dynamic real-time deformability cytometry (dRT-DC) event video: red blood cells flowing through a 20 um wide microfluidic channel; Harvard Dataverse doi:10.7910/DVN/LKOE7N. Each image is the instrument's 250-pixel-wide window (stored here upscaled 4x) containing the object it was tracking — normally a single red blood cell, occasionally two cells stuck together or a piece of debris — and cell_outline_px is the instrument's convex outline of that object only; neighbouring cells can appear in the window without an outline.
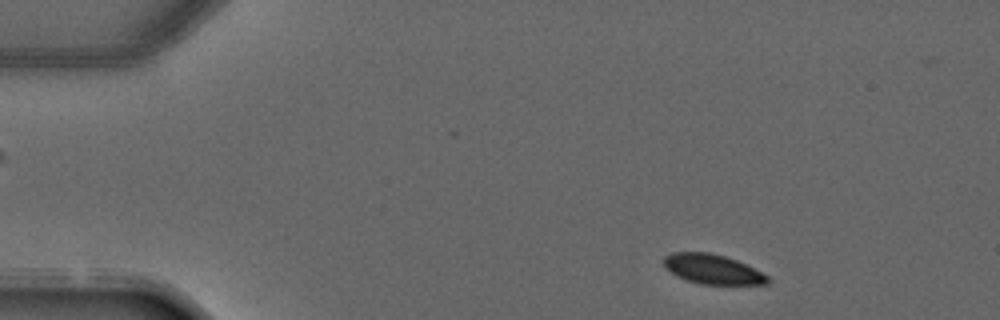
{"species": "common noctule bat (a hibernating species)", "species_latin": "Nyctalus noctula", "temperature_condition": "warm", "stored_images_in_passage": 4, "camera_frame_rate_fps": 3000, "um_per_image_px": 0.085, "animal": {"sex": "male", "forearm_length_mm": 52.5}, "frame": {"image": 1, "passage_image": 1, "time_ms": 0.0, "image_size_px": [1000, 320], "cell_outline_px": [[768, 284], [700, 284], [676, 276], [664, 268], [664, 256], [672, 252], [708, 252], [724, 256], [736, 260], [768, 276]], "centroid_in_image_um": [60.5, 22.87], "position_along_channel_um": 24.5, "area_um2": 17.74}}
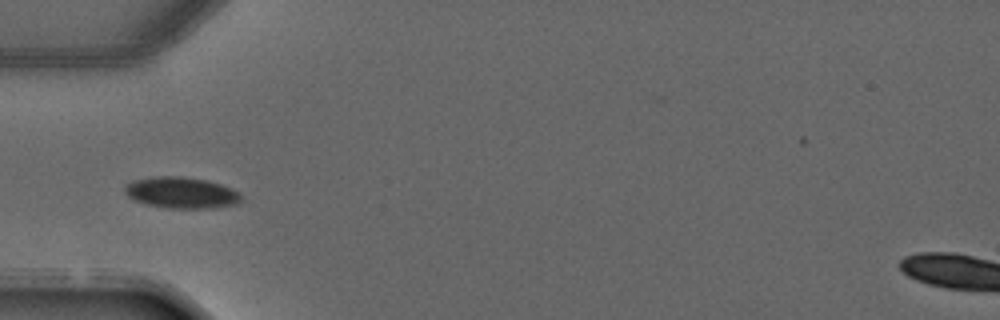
{"frame": {"image": 2, "passage_image": 3, "time_ms": 2.667, "image_size_px": [1000, 320], "cell_outline_px": [[244, 200], [236, 204], [216, 208], [168, 208], [144, 204], [128, 196], [124, 192], [124, 188], [132, 180], [152, 176], [184, 176], [208, 180], [232, 188], [240, 192]], "centroid_in_image_um": [15.45, 16.37], "position_along_channel_um": 69.5, "area_um2": 21.56}}
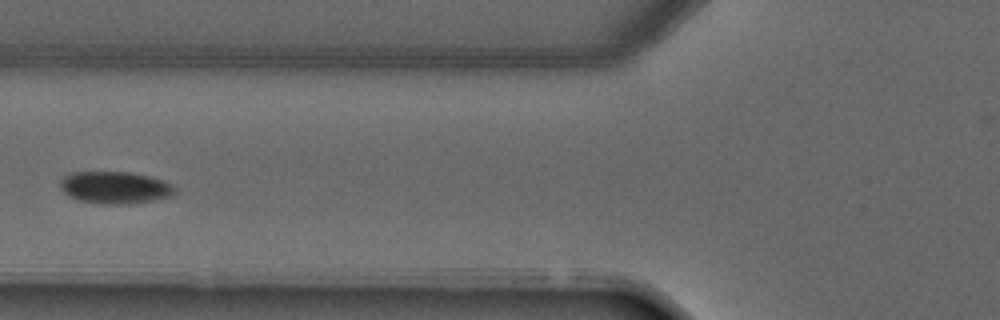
{"frame": {"image": 3, "passage_image": 4, "time_ms": 3.667, "image_size_px": [1000, 320], "cell_outline_px": [[176, 192], [172, 196], [156, 200], [132, 204], [96, 204], [80, 200], [68, 196], [60, 188], [60, 180], [64, 176], [72, 172], [128, 172], [148, 176], [164, 180], [172, 184], [176, 188]], "centroid_in_image_um": [9.79, 15.95], "position_along_channel_um": 116.0, "area_um2": 21.79}}